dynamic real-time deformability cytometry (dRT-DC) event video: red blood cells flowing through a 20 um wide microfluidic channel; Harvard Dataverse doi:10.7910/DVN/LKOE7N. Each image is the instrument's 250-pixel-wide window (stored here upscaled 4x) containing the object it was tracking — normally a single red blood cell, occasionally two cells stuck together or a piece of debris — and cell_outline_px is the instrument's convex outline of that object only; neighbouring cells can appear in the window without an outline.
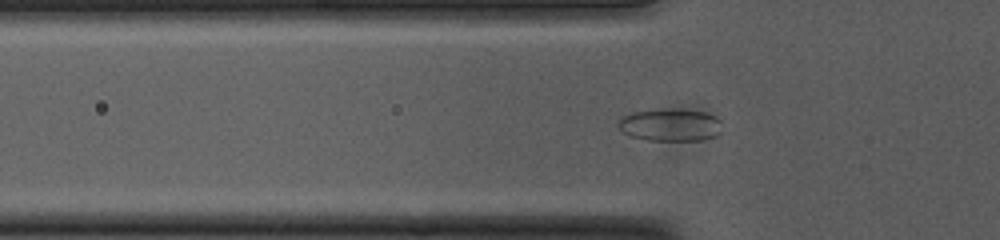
{"species": "common noctule bat (a hibernating species)", "species_latin": "Nyctalus noctula", "temperature_condition": "cold", "stored_images_in_passage": 43, "camera_frame_rate_fps": 3000, "um_per_image_px": 0.085, "animal": {"sex": "female", "body_mass_g": 23.0, "forearm_length_mm": 53.4}, "frame": {"image": 1, "passage_image": 6, "time_ms": 1.667, "image_size_px": [1000, 240], "cell_outline_px": [[720, 132], [716, 136], [700, 140], [648, 140], [632, 136], [624, 132], [616, 124], [624, 116], [632, 112], [704, 112], [716, 116], [720, 120]], "centroid_in_image_um": [57.0, 10.68], "position_along_channel_um": 68.8, "area_um2": 18.44}}
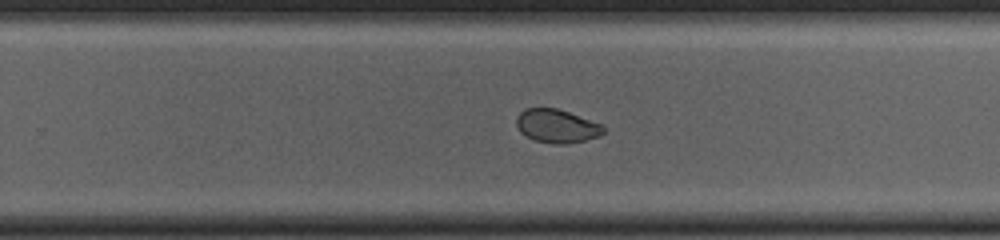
{"frame": {"image": 2, "passage_image": 23, "time_ms": 7.333, "image_size_px": [1000, 240], "cell_outline_px": [[604, 132], [600, 136], [568, 144], [552, 144], [532, 140], [524, 136], [520, 132], [516, 124], [516, 116], [524, 108], [556, 108], [568, 112], [600, 124], [604, 128]], "centroid_in_image_um": [47.26, 10.73], "position_along_channel_um": 282.5, "area_um2": 17.05}}
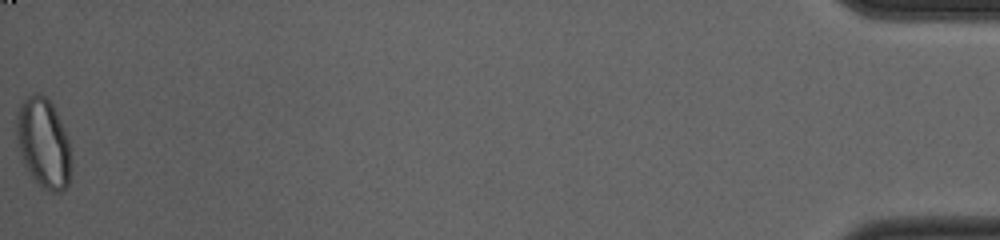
{"frame": {"image": 3, "passage_image": 43, "time_ms": 14.0, "image_size_px": [1000, 240], "cell_outline_px": [[72, 160], [68, 184], [60, 192], [52, 192], [44, 188], [36, 180], [28, 168], [24, 160], [16, 136], [16, 120], [20, 108], [24, 100], [28, 96], [36, 92], [40, 92], [52, 104], [68, 136]], "centroid_in_image_um": [3.74, 12.14], "position_along_channel_um": 431.5, "area_um2": 28.03}, "authors_computed_cell_mechanics": {"area_um2": 18.207, "velocity_mm_per_s": 3.7631, "shape_relaxation_time_tau1_ms": 5.6832, "shape_relaxation_time_tau2_ms": 1.5874, "deformation_change_tau1": 0.1281, "deformation_change_tau2": 0.038}}